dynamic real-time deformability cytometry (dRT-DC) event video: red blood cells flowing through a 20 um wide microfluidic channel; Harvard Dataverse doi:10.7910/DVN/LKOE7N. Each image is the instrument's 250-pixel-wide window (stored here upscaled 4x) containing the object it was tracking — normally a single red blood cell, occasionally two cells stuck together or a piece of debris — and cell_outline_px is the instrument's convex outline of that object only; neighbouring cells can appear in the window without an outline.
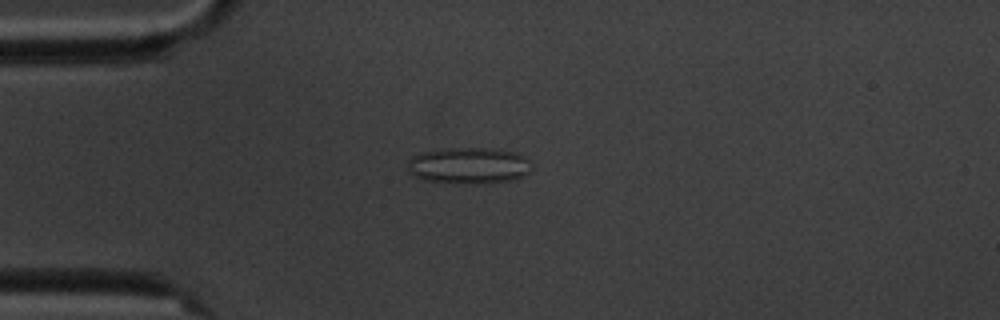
{"species": "common noctule bat (a hibernating species)", "species_latin": "Nyctalus noctula", "temperature_condition": "cold", "stored_images_in_passage": 6, "camera_frame_rate_fps": 3000, "um_per_image_px": 0.085, "animal": {"sex": "male", "body_mass_g": 20.1, "forearm_length_mm": 53.5}, "frame": {"image": 1, "passage_image": 4, "time_ms": 3.333, "image_size_px": [1000, 320], "cell_outline_px": [[532, 168], [528, 172], [512, 180], [476, 184], [468, 184], [424, 180], [408, 172], [408, 160], [412, 156], [420, 152], [448, 148], [488, 148], [516, 152], [528, 160]], "centroid_in_image_um": [39.81, 14.07], "position_along_channel_um": 45.2, "area_um2": 26.24}}
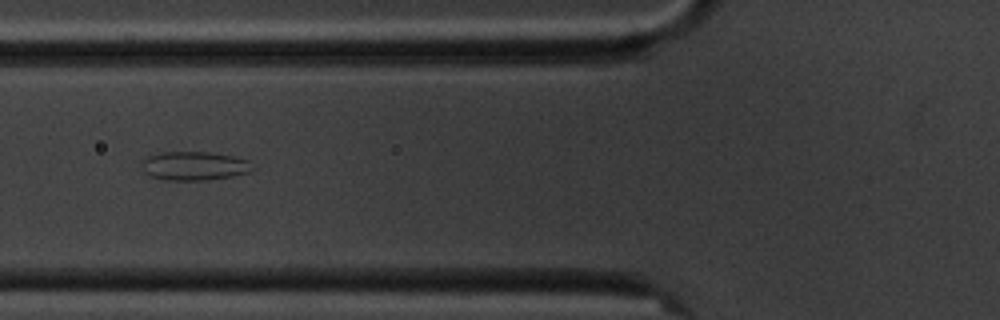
{"frame": {"image": 2, "passage_image": 6, "time_ms": 5.667, "image_size_px": [1000, 320], "cell_outline_px": [[256, 168], [252, 172], [232, 176], [208, 180], [164, 180], [148, 176], [144, 172], [140, 160], [148, 156], [164, 152], [208, 152], [232, 156], [248, 160]], "centroid_in_image_um": [16.52, 14.11], "position_along_channel_um": 109.3, "area_um2": 18.84}}